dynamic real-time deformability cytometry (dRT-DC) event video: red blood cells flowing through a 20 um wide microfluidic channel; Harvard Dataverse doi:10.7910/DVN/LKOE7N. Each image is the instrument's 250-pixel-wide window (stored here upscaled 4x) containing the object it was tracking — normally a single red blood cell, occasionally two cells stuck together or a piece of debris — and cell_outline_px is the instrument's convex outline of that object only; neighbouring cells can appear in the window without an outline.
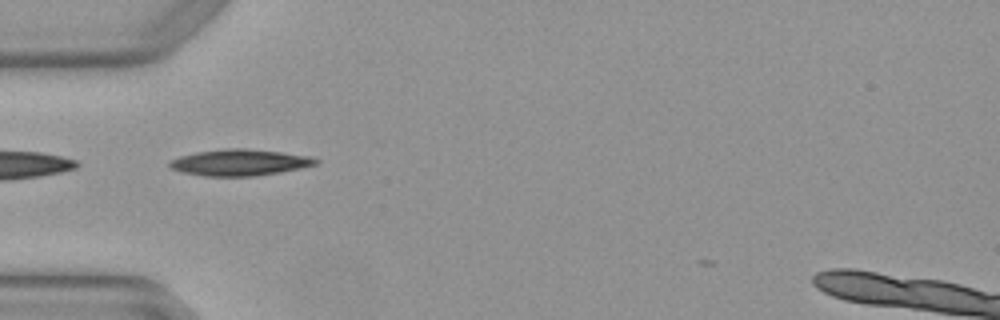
{"species": "Egyptian fruit bat (a non-hibernating species)", "species_latin": "Rousettus aegyptiacus", "temperature_condition": "warm", "stored_images_in_passage": 3, "camera_frame_rate_fps": 3000, "um_per_image_px": 0.085, "animal": {"sex": "female"}, "frame": {"image": 1, "passage_image": 1, "time_ms": 0.0, "image_size_px": [1000, 320], "cell_outline_px": [[320, 160], [316, 164], [300, 168], [280, 172], [256, 176], [204, 176], [184, 172], [168, 168], [168, 164], [172, 160], [180, 156], [196, 152], [228, 148], [244, 148], [280, 152], [308, 156]], "centroid_in_image_um": [20.35, 13.81], "position_along_channel_um": 64.6, "area_um2": 22.25}}
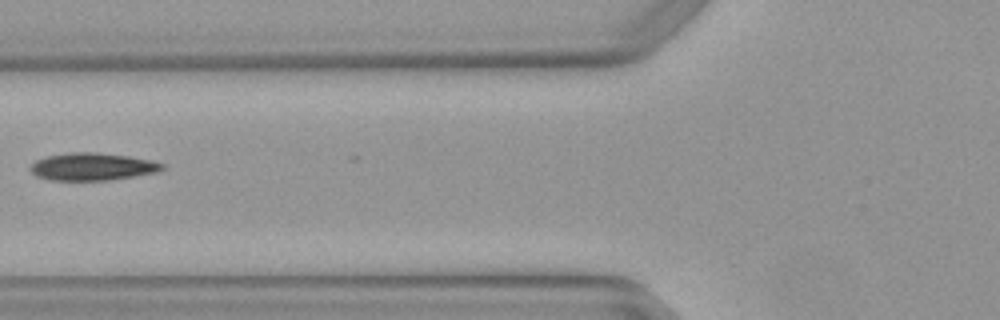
{"frame": {"image": 2, "passage_image": 2, "time_ms": 0.333, "image_size_px": [1000, 320], "cell_outline_px": [[164, 168], [156, 172], [108, 180], [52, 180], [36, 176], [28, 168], [36, 160], [48, 156], [72, 152], [92, 152], [128, 156], [152, 160], [164, 164]], "centroid_in_image_um": [7.83, 14.16], "position_along_channel_um": 118.0, "area_um2": 20.87}}
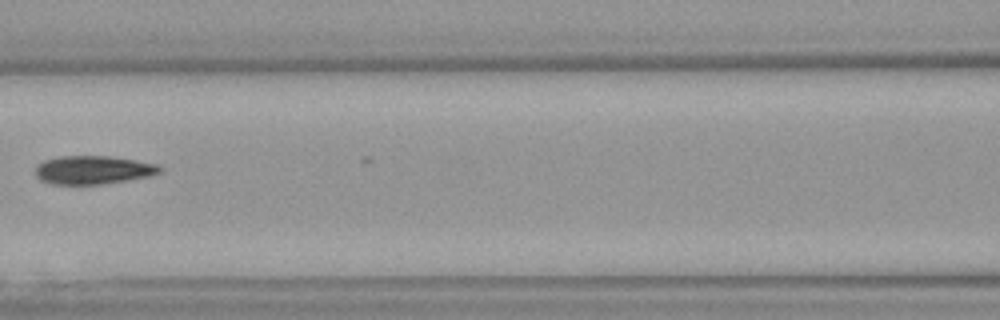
{"frame": {"image": 3, "passage_image": 3, "time_ms": 0.667, "image_size_px": [1000, 320], "cell_outline_px": [[164, 168], [160, 172], [152, 176], [104, 184], [48, 184], [40, 180], [36, 176], [36, 168], [44, 160], [60, 156], [108, 156], [136, 160], [160, 164]], "centroid_in_image_um": [7.97, 14.45], "position_along_channel_um": 158.6, "area_um2": 20.81}}